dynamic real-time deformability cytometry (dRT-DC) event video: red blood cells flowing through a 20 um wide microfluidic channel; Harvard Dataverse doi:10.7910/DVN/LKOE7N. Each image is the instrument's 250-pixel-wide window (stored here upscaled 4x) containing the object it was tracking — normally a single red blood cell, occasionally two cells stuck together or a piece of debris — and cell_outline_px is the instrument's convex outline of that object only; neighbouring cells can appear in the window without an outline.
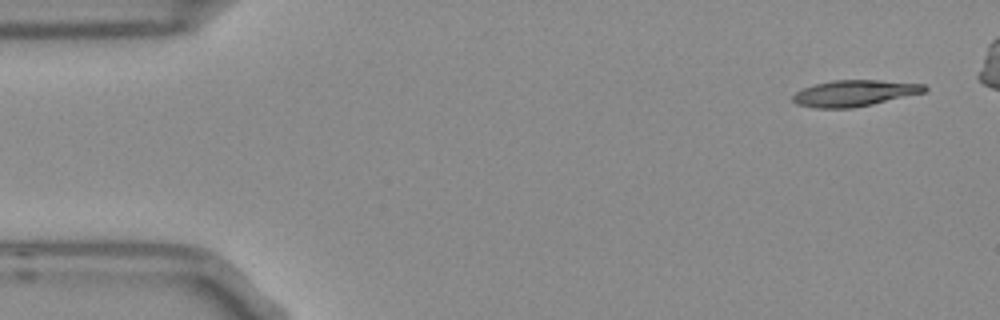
{"species": "Egyptian fruit bat (a non-hibernating species)", "species_latin": "Rousettus aegyptiacus", "temperature_condition": "room temperature", "stored_images_in_passage": 46, "camera_frame_rate_fps": 3000, "um_per_image_px": 0.085, "frame": {"image": 1, "passage_image": 1, "time_ms": 0.0, "image_size_px": [1000, 320], "cell_outline_px": [[928, 88], [924, 92], [872, 104], [852, 108], [816, 108], [796, 104], [792, 100], [792, 96], [796, 92], [804, 88], [816, 84], [832, 80], [880, 80], [924, 84]], "centroid_in_image_um": [72.6, 7.92], "position_along_channel_um": 12.4, "area_um2": 19.94}}
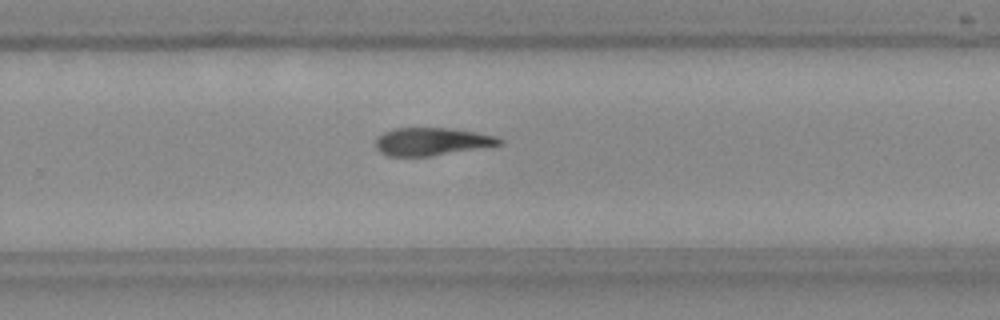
{"frame": {"image": 2, "passage_image": 32, "time_ms": 10.333, "image_size_px": [1000, 320], "cell_outline_px": [[500, 144], [432, 156], [388, 156], [380, 152], [376, 148], [376, 136], [392, 128], [448, 128], [476, 132], [496, 136], [500, 140]], "centroid_in_image_um": [36.61, 12.03], "position_along_channel_um": 293.2, "area_um2": 19.83}}
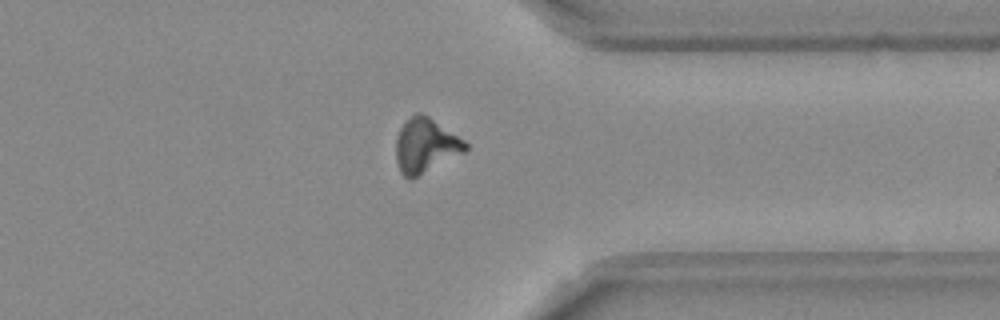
{"frame": {"image": 3, "passage_image": 39, "time_ms": 12.667, "image_size_px": [1000, 320], "cell_outline_px": [[468, 148], [464, 152], [412, 180], [404, 176], [400, 172], [396, 160], [396, 140], [400, 128], [416, 112], [420, 112], [428, 116], [464, 140], [468, 144]], "centroid_in_image_um": [36.16, 12.4], "position_along_channel_um": 375.2, "area_um2": 21.85}}